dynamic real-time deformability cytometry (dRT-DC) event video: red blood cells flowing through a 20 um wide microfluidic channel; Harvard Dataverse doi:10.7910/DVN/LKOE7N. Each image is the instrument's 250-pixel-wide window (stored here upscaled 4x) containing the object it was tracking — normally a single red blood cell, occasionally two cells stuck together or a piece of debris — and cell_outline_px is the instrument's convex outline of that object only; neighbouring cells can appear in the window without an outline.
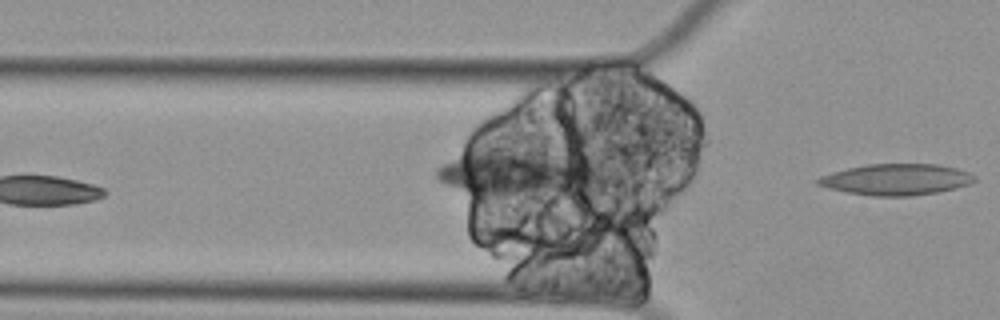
{"species": "Egyptian fruit bat (a non-hibernating species)", "species_latin": "Rousettus aegyptiacus", "temperature_condition": "cold", "stored_images_in_passage": 3, "camera_frame_rate_fps": 3000, "um_per_image_px": 0.085, "animal": {"sex": "female"}, "frame": {"image": 1, "passage_image": 3, "time_ms": 0.667, "image_size_px": [1000, 320], "cell_outline_px": [[976, 180], [968, 184], [956, 188], [936, 192], [912, 196], [872, 196], [848, 192], [828, 188], [816, 184], [816, 180], [820, 176], [832, 172], [848, 168], [868, 164], [936, 164], [956, 168], [968, 172], [976, 176]], "centroid_in_image_um": [76.17, 15.25], "position_along_channel_um": 49.6, "area_um2": 28.38}}